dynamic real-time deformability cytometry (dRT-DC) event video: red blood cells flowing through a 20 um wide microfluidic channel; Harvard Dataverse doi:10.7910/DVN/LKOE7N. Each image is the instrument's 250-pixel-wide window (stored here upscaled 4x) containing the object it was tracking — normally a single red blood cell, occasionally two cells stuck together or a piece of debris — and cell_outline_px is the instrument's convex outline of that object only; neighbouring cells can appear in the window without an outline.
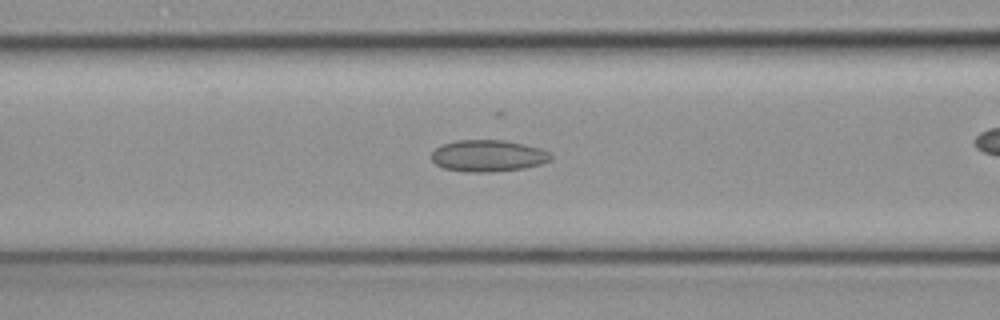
{"species": "common noctule bat (a hibernating species)", "species_latin": "Nyctalus noctula", "temperature_condition": "cold", "stored_images_in_passage": 44, "camera_frame_rate_fps": 3000, "um_per_image_px": 0.085, "animal": {"sex": "female", "body_mass_g": 19.3, "forearm_length_mm": 54.1}, "frame": {"image": 1, "passage_image": 11, "time_ms": 3.333, "image_size_px": [1000, 320], "cell_outline_px": [[552, 156], [548, 160], [540, 164], [524, 168], [492, 172], [468, 172], [444, 168], [436, 164], [432, 160], [432, 152], [436, 148], [444, 144], [456, 140], [504, 140], [524, 144], [540, 148], [548, 152]], "centroid_in_image_um": [41.47, 13.24], "position_along_channel_um": 125.1, "area_um2": 21.85}}
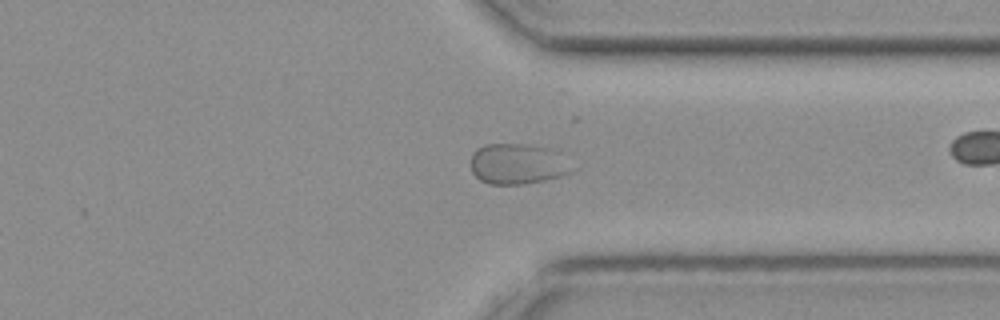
{"frame": {"image": 2, "passage_image": 30, "time_ms": 9.667, "image_size_px": [1000, 320], "cell_outline_px": [[572, 172], [560, 176], [544, 180], [524, 184], [488, 184], [480, 180], [472, 172], [472, 152], [476, 148], [484, 144], [520, 144], [548, 148]], "centroid_in_image_um": [43.83, 13.95], "position_along_channel_um": 367.6, "area_um2": 23.0}}
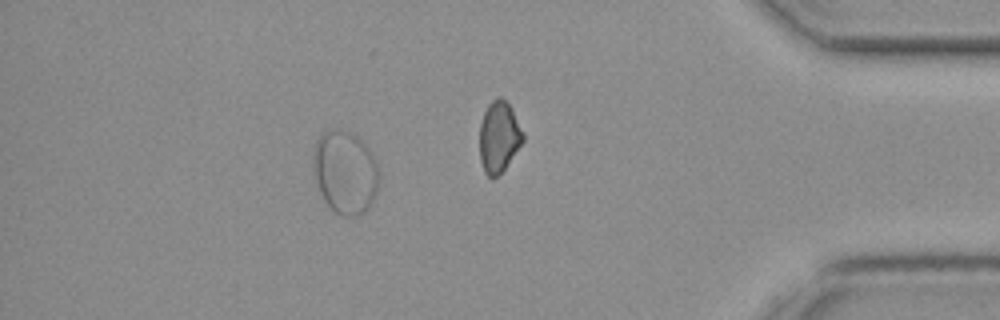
{"frame": {"image": 3, "passage_image": 37, "time_ms": 12.0, "image_size_px": [1000, 320], "cell_outline_px": [[380, 176], [376, 192], [372, 204], [364, 212], [356, 216], [340, 216], [328, 208], [320, 192], [316, 180], [312, 164], [312, 156], [316, 140], [324, 128], [340, 128], [352, 132], [368, 148], [376, 160]], "centroid_in_image_um": [29.32, 14.62], "position_along_channel_um": 405.9, "area_um2": 32.66}}